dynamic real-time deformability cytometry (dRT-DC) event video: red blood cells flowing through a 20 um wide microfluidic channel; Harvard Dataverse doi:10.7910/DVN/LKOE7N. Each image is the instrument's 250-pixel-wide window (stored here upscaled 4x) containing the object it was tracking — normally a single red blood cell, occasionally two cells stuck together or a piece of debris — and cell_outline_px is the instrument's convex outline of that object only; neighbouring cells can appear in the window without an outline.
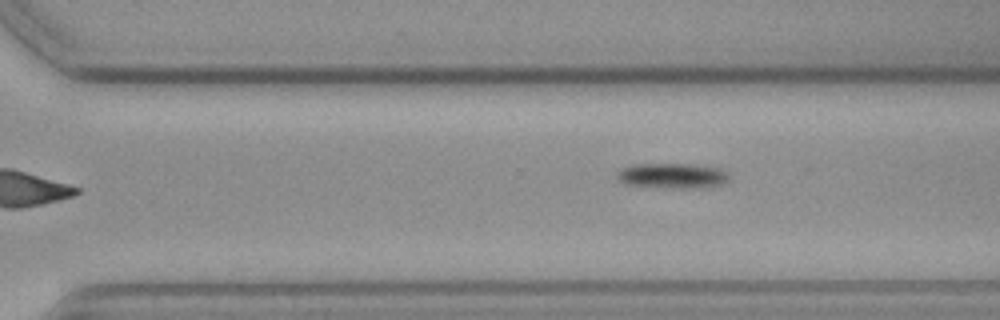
{"species": "common noctule bat (a hibernating species)", "species_latin": "Nyctalus noctula", "temperature_condition": "cold", "stored_images_in_passage": 11, "camera_frame_rate_fps": 3000, "um_per_image_px": 0.085, "animal": {"sex": "female", "body_mass_g": 19.3, "forearm_length_mm": 54.1}, "frame": {"image": 1, "passage_image": 11, "time_ms": 12.667, "image_size_px": [1000, 320], "cell_outline_px": [[728, 180], [724, 184], [704, 188], [676, 188], [624, 184], [616, 176], [616, 172], [620, 168], [632, 164], [688, 164], [720, 168], [728, 172]], "centroid_in_image_um": [57.16, 14.94], "position_along_channel_um": 313.4, "area_um2": 16.59}}